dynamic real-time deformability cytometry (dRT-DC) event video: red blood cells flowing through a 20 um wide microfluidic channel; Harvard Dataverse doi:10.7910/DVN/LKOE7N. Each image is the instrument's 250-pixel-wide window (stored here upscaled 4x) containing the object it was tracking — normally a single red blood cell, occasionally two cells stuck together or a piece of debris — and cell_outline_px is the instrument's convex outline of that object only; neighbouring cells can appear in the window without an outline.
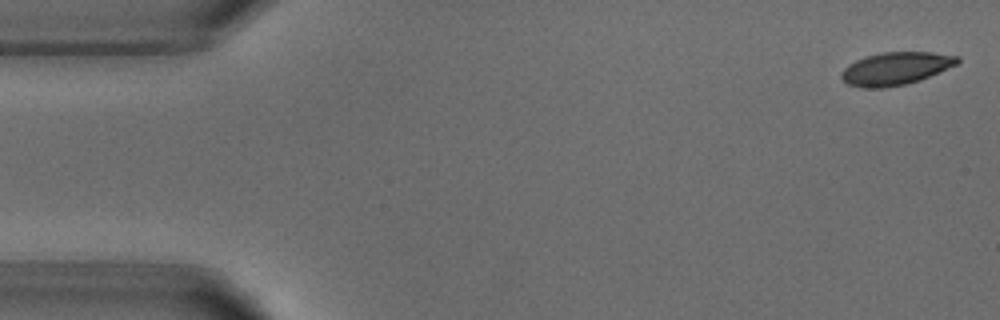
{"species": "common noctule bat (a hibernating species)", "species_latin": "Nyctalus noctula", "temperature_condition": "warm", "stored_images_in_passage": 6, "camera_frame_rate_fps": 3000, "um_per_image_px": 0.085, "animal": {"sex": "male", "body_mass_g": 18.8}, "frame": {"image": 1, "passage_image": 1, "time_ms": 0.0, "image_size_px": [1000, 320], "cell_outline_px": [[960, 60], [956, 64], [920, 80], [904, 84], [884, 88], [864, 88], [848, 84], [840, 76], [840, 72], [848, 64], [864, 56], [880, 52], [932, 52], [960, 56]], "centroid_in_image_um": [76.1, 5.81], "position_along_channel_um": 8.9, "area_um2": 22.14}}
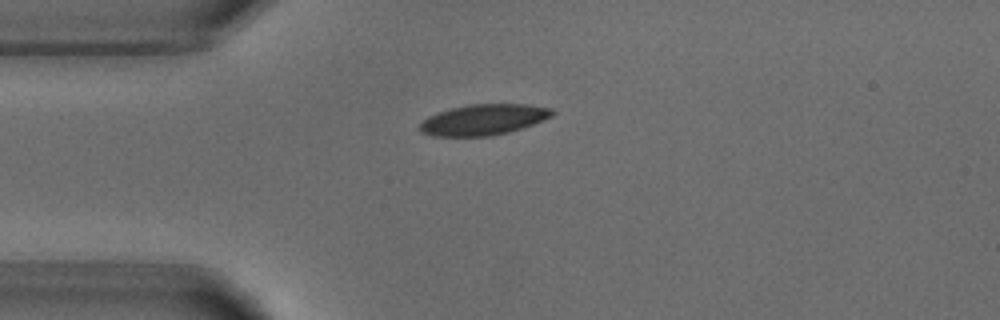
{"frame": {"image": 2, "passage_image": 4, "time_ms": 3.667, "image_size_px": [1000, 320], "cell_outline_px": [[556, 112], [552, 116], [544, 120], [508, 132], [492, 136], [432, 136], [420, 132], [416, 128], [428, 116], [452, 108], [468, 104], [528, 104], [552, 108]], "centroid_in_image_um": [41.09, 10.17], "position_along_channel_um": 43.9, "area_um2": 23.81}}